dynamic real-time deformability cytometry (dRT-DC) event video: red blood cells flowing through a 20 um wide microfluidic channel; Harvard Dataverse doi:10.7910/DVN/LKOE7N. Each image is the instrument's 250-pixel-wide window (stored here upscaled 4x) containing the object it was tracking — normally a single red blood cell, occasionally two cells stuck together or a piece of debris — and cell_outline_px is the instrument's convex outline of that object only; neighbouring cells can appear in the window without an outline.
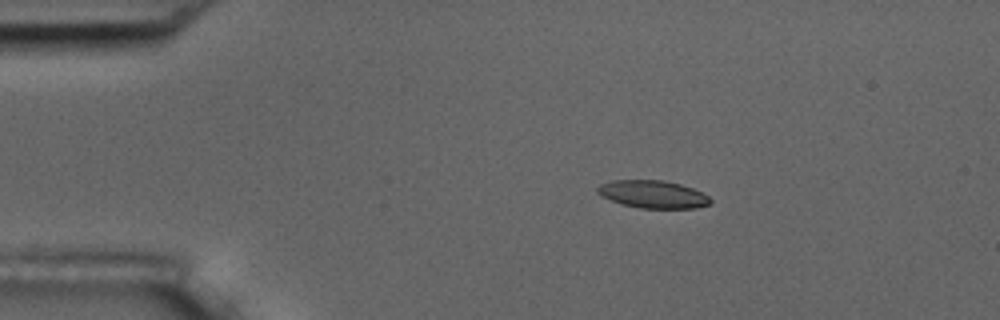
{"species": "common noctule bat (a hibernating species)", "species_latin": "Nyctalus noctula", "temperature_condition": "room temperature", "stored_images_in_passage": 5, "camera_frame_rate_fps": 3000, "um_per_image_px": 0.085, "animal": {"sex": "male", "body_mass_g": 17.5, "forearm_length_mm": 52.3}, "frame": {"image": 1, "passage_image": 3, "time_ms": 0.667, "image_size_px": [1000, 320], "cell_outline_px": [[712, 204], [696, 208], [640, 208], [620, 204], [600, 196], [596, 192], [596, 188], [600, 184], [612, 180], [664, 180], [680, 184], [692, 188], [708, 196], [712, 200]], "centroid_in_image_um": [55.47, 16.52], "position_along_channel_um": 29.5, "area_um2": 18.38}}